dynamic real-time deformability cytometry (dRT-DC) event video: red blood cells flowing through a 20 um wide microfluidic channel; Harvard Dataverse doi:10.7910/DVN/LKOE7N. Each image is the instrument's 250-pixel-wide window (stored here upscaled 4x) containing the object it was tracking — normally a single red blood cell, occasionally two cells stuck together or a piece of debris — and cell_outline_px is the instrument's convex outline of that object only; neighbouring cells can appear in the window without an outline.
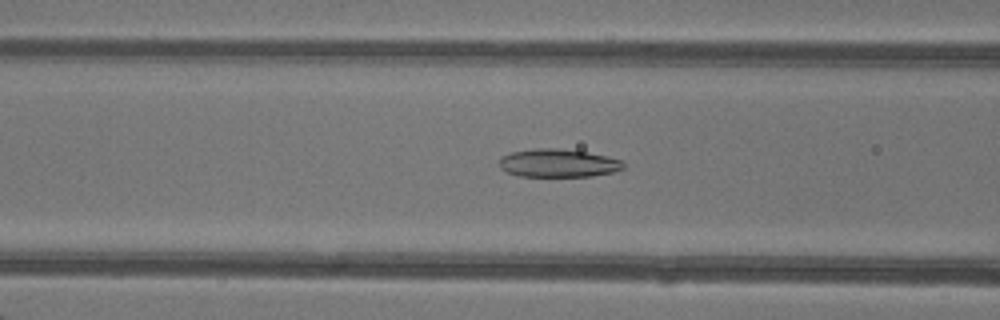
{"species": "common noctule bat (a hibernating species)", "species_latin": "Nyctalus noctula", "temperature_condition": "warm", "stored_images_in_passage": 46, "camera_frame_rate_fps": 3000, "um_per_image_px": 0.085, "animal": {"sex": "female"}, "frame": {"image": 1, "passage_image": 18, "time_ms": 5.667, "image_size_px": [1000, 320], "cell_outline_px": [[624, 168], [612, 172], [592, 176], [520, 176], [508, 172], [500, 168], [500, 156], [512, 152], [536, 148], [560, 148], [584, 152], [624, 160]], "centroid_in_image_um": [47.44, 13.86], "position_along_channel_um": 119.2, "area_um2": 20.23}}
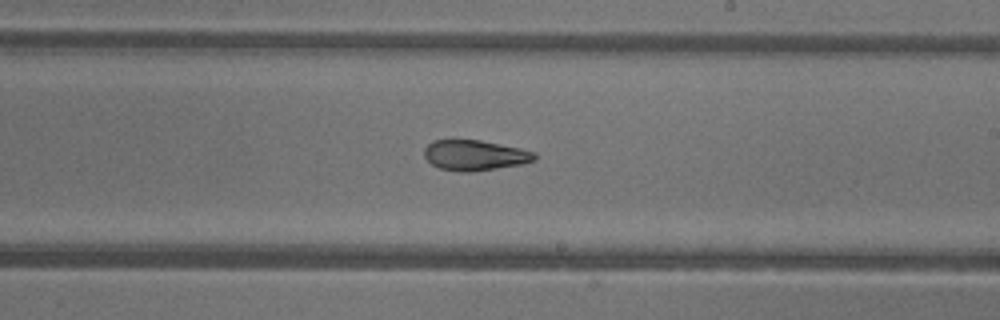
{"frame": {"image": 2, "passage_image": 27, "time_ms": 8.667, "image_size_px": [1000, 320], "cell_outline_px": [[536, 160], [524, 164], [472, 172], [460, 172], [440, 168], [432, 164], [424, 156], [424, 148], [432, 140], [480, 140], [520, 148], [536, 152]], "centroid_in_image_um": [40.38, 13.2], "position_along_channel_um": 248.6, "area_um2": 19.65}}
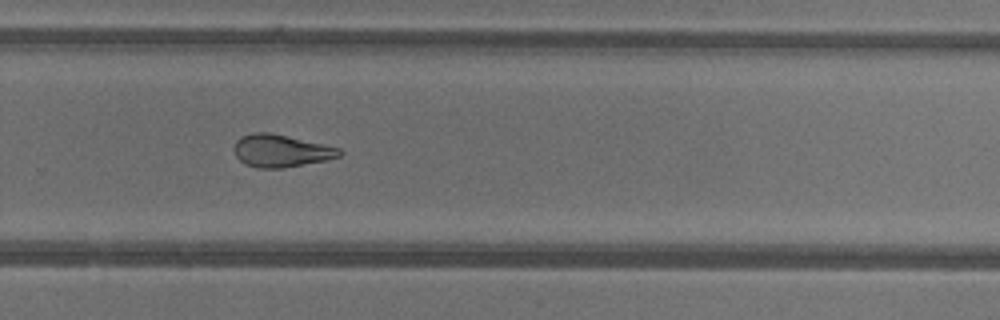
{"frame": {"image": 3, "passage_image": 31, "time_ms": 10.0, "image_size_px": [1000, 320], "cell_outline_px": [[344, 152], [340, 156], [328, 160], [284, 168], [260, 168], [244, 164], [236, 156], [232, 148], [236, 140], [240, 136], [252, 132], [272, 132], [340, 148]], "centroid_in_image_um": [23.87, 12.81], "position_along_channel_um": 305.9, "area_um2": 20.29}, "authors_computed_cell_mechanics": {"area_um2": 22.0507, "velocity_mm_per_s": 4.3155, "shape_relaxation_time_tau1_ms": null, "shape_relaxation_time_tau2_ms": 2.4056, "deformation_change_tau1": null, "deformation_change_tau2": 0.0887}}